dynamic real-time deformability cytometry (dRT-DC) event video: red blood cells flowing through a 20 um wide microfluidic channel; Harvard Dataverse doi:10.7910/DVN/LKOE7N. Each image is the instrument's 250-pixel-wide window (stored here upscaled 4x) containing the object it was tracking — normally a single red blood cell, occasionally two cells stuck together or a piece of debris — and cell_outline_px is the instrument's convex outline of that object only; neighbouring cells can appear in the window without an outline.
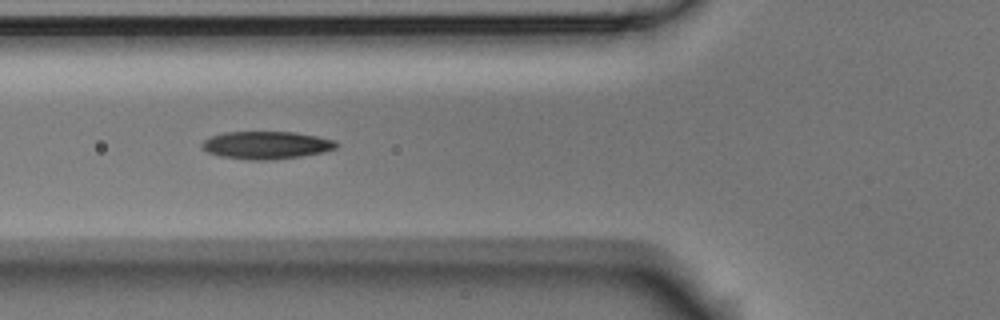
{"species": "Egyptian fruit bat (a non-hibernating species)", "species_latin": "Rousettus aegyptiacus", "temperature_condition": "room temperature", "stored_images_in_passage": 6, "camera_frame_rate_fps": 3000, "um_per_image_px": 0.085, "animal": {"sex": "male"}, "frame": {"image": 1, "passage_image": 5, "time_ms": 1.333, "image_size_px": [1000, 320], "cell_outline_px": [[336, 148], [320, 152], [300, 156], [272, 160], [252, 160], [220, 156], [208, 152], [200, 144], [204, 140], [212, 136], [224, 132], [296, 132], [336, 140]], "centroid_in_image_um": [22.62, 12.33], "position_along_channel_um": 103.2, "area_um2": 21.44}}
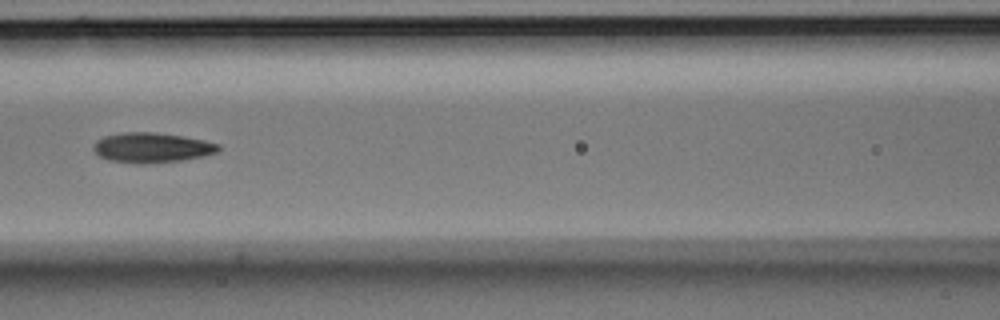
{"frame": {"image": 2, "passage_image": 6, "time_ms": 1.667, "image_size_px": [1000, 320], "cell_outline_px": [[220, 148], [216, 152], [204, 156], [180, 160], [140, 164], [136, 164], [108, 160], [100, 156], [92, 148], [92, 144], [96, 140], [104, 136], [124, 132], [156, 132], [204, 140], [220, 144]], "centroid_in_image_um": [12.87, 12.54], "position_along_channel_um": 153.7, "area_um2": 21.79}}